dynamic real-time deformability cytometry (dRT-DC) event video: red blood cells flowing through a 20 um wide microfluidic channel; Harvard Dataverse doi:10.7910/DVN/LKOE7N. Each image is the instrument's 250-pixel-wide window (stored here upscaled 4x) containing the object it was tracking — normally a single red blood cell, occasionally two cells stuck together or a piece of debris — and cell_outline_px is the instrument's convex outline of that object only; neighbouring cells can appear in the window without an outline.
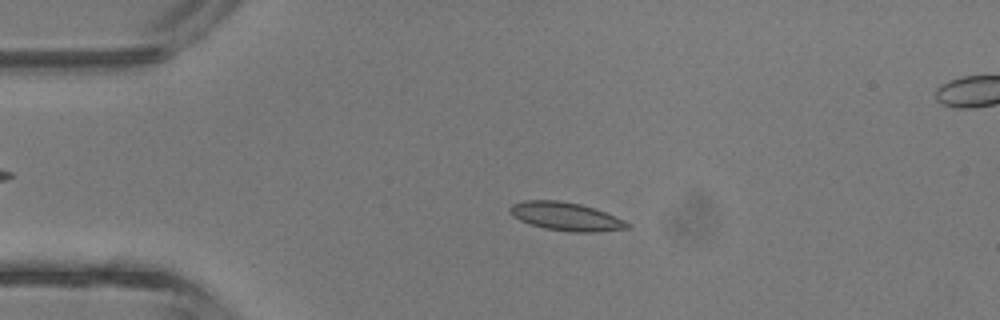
{"species": "common noctule bat (a hibernating species)", "species_latin": "Nyctalus noctula", "temperature_condition": "room temperature", "stored_images_in_passage": 42, "segment_of_instrument_passage": [1, 2], "camera_frame_rate_fps": 3000, "um_per_image_px": 0.085, "animal": {"sex": "male", "body_mass_g": 13.3}, "frame": {"image": 1, "passage_image": 9, "time_ms": 2.667, "image_size_px": [1000, 320], "cell_outline_px": [[632, 224], [628, 228], [596, 232], [568, 232], [544, 228], [520, 220], [512, 216], [508, 212], [508, 208], [512, 204], [524, 200], [556, 200], [580, 204], [604, 212], [624, 220]], "centroid_in_image_um": [48.07, 18.4], "position_along_channel_um": 36.9, "area_um2": 19.31}}
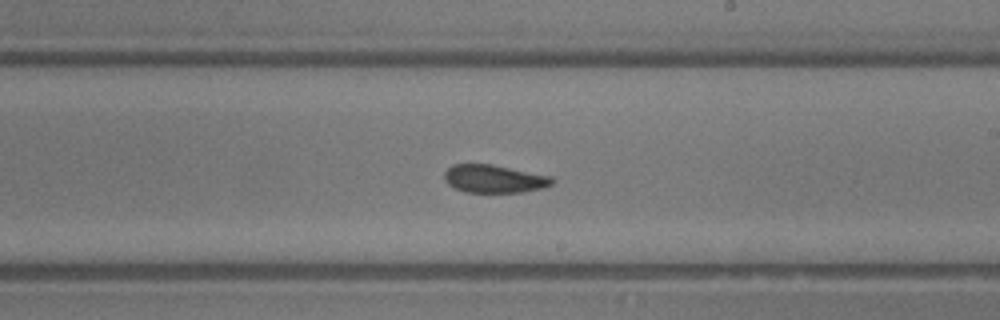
{"frame": {"image": 2, "passage_image": 24, "time_ms": 7.667, "image_size_px": [1000, 320], "cell_outline_px": [[552, 184], [544, 188], [524, 192], [464, 192], [448, 184], [444, 180], [444, 172], [452, 164], [492, 164], [552, 176]], "centroid_in_image_um": [41.99, 15.19], "position_along_channel_um": 247.0, "area_um2": 17.63}}
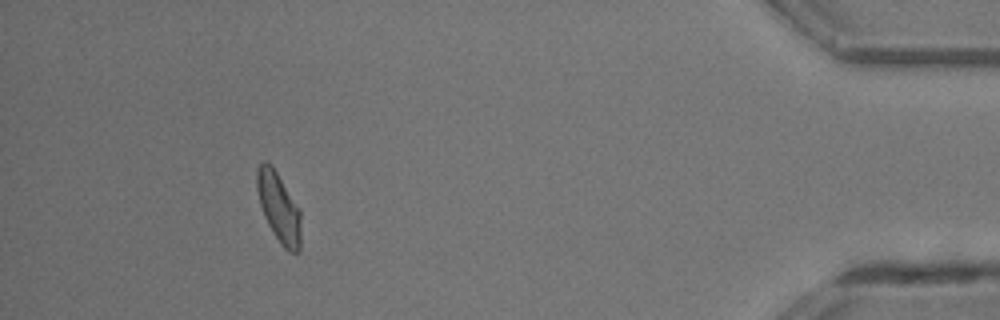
{"frame": {"image": 3, "passage_image": 38, "time_ms": 12.333, "image_size_px": [1000, 320], "cell_outline_px": [[300, 252], [288, 252], [280, 244], [268, 224], [264, 216], [260, 204], [256, 188], [256, 168], [264, 160], [272, 164], [300, 208]], "centroid_in_image_um": [23.69, 17.6], "position_along_channel_um": 411.5, "area_um2": 18.09}}